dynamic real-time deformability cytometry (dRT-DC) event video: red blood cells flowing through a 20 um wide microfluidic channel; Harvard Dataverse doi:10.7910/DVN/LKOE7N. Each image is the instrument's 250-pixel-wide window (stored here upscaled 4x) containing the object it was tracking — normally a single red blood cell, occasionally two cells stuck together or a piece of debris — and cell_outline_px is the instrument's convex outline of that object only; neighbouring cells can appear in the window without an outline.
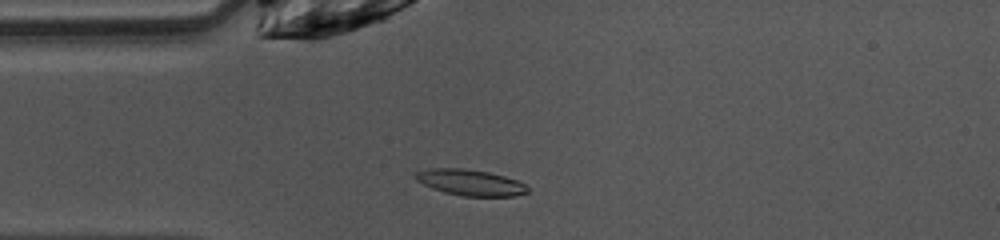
{"species": "common noctule bat (a hibernating species)", "species_latin": "Nyctalus noctula", "temperature_condition": "warm", "stored_images_in_passage": 48, "camera_frame_rate_fps": 3000, "um_per_image_px": 0.085, "animal": {"sex": "female", "body_mass_g": 10.0, "forearm_length_mm": 53.1}, "frame": {"image": 1, "passage_image": 11, "time_ms": 3.333, "image_size_px": [1000, 240], "cell_outline_px": [[528, 192], [512, 196], [464, 196], [444, 192], [432, 188], [416, 180], [416, 172], [428, 168], [464, 168], [488, 172], [504, 176], [516, 180], [524, 184], [528, 188]], "centroid_in_image_um": [39.96, 15.51], "position_along_channel_um": 45.0, "area_um2": 16.82}}
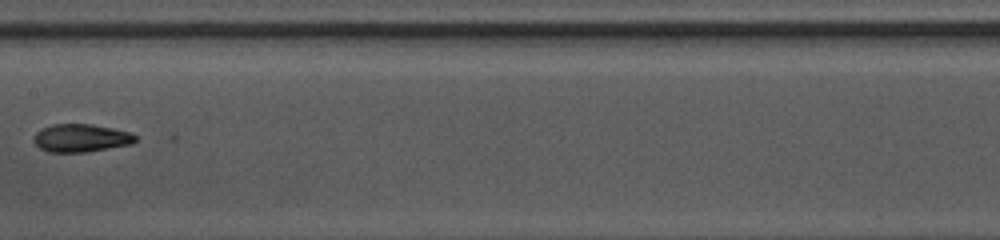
{"frame": {"image": 2, "passage_image": 23, "time_ms": 7.333, "image_size_px": [1000, 240], "cell_outline_px": [[136, 140], [132, 144], [88, 152], [48, 152], [40, 148], [32, 140], [36, 132], [52, 124], [92, 124], [132, 132], [136, 136]], "centroid_in_image_um": [6.9, 11.73], "position_along_channel_um": 200.5, "area_um2": 16.65}}
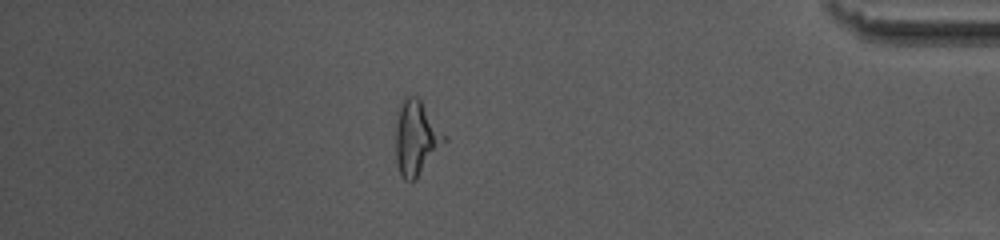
{"frame": {"image": 3, "passage_image": 41, "time_ms": 13.333, "image_size_px": [1000, 240], "cell_outline_px": [[448, 140], [416, 180], [404, 180], [400, 172], [396, 160], [396, 116], [404, 100], [408, 96], [416, 96], [420, 100], [448, 136]], "centroid_in_image_um": [35.42, 11.75], "position_along_channel_um": 399.8, "area_um2": 21.15}}